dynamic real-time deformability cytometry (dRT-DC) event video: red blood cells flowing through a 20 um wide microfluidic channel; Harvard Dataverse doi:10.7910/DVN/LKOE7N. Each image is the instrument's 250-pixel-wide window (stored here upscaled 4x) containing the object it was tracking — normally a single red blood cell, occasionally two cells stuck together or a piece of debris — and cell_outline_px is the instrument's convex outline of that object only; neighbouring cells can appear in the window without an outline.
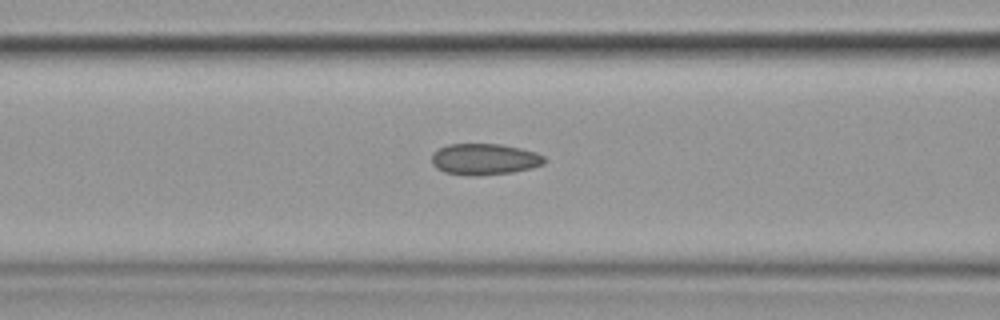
{"species": "common noctule bat (a hibernating species)", "species_latin": "Nyctalus noctula", "temperature_condition": "cold", "stored_images_in_passage": 7, "camera_frame_rate_fps": 3000, "um_per_image_px": 0.085, "animal": {"sex": "female", "body_mass_g": 19.9}, "frame": {"image": 1, "passage_image": 7, "time_ms": 7.0, "image_size_px": [1000, 320], "cell_outline_px": [[544, 164], [532, 168], [512, 172], [480, 176], [464, 176], [444, 172], [436, 168], [432, 164], [432, 152], [448, 144], [500, 144], [520, 148], [536, 152], [544, 156]], "centroid_in_image_um": [41.15, 13.54], "position_along_channel_um": 125.4, "area_um2": 20.75}}